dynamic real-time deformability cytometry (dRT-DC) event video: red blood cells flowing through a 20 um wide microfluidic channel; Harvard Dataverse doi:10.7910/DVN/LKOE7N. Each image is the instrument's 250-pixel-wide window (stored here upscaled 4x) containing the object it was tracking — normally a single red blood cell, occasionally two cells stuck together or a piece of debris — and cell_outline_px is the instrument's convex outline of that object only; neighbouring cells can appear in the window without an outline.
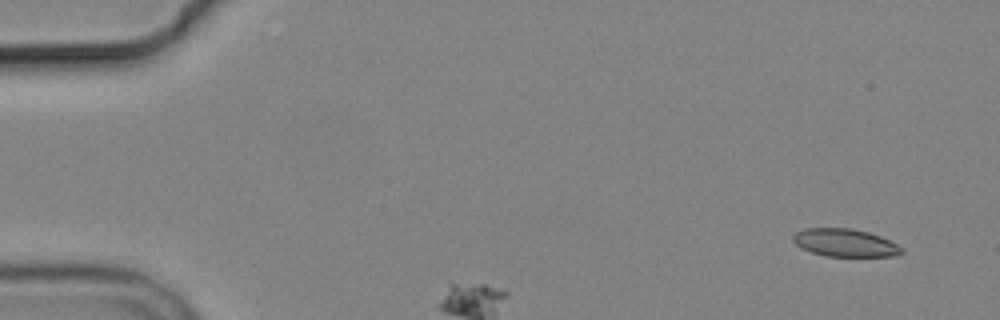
{"species": "common noctule bat (a hibernating species)", "species_latin": "Nyctalus noctula", "temperature_condition": "cold", "stored_images_in_passage": 3, "camera_frame_rate_fps": 3000, "um_per_image_px": 0.085, "animal": {"sex": "male", "body_mass_g": 19.2, "forearm_length_mm": 51.8}, "frame": {"image": 1, "passage_image": 1, "time_ms": 0.0, "image_size_px": [1000, 320], "cell_outline_px": [[904, 252], [896, 256], [824, 256], [800, 248], [792, 240], [792, 236], [796, 232], [804, 228], [848, 228], [868, 232], [880, 236], [904, 248]], "centroid_in_image_um": [71.81, 20.64], "position_along_channel_um": 13.2, "area_um2": 17.63}}